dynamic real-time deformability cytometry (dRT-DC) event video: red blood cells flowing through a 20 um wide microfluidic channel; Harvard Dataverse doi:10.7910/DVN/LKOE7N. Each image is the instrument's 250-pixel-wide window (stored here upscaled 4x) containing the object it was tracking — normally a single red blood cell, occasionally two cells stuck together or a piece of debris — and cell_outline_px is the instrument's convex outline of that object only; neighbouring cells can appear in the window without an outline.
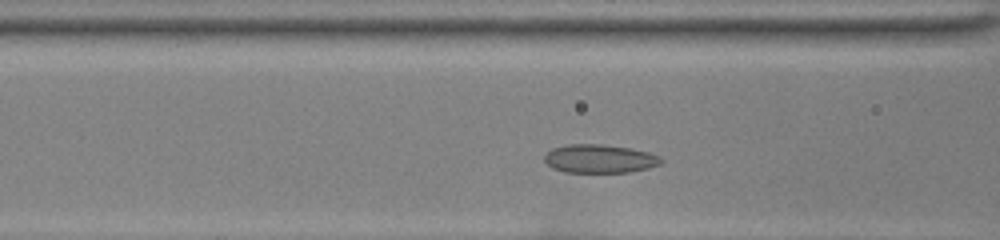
{"species": "common noctule bat (a hibernating species)", "species_latin": "Nyctalus noctula", "temperature_condition": "room temperature", "stored_images_in_passage": 31, "camera_frame_rate_fps": 3000, "um_per_image_px": 0.085, "animal": {"sex": "female", "body_mass_g": 22.0, "forearm_length_mm": 56.7}, "frame": {"image": 1, "passage_image": 7, "time_ms": 2.0, "image_size_px": [1000, 240], "cell_outline_px": [[664, 160], [660, 164], [648, 168], [628, 172], [564, 172], [552, 168], [544, 160], [544, 156], [552, 148], [568, 144], [600, 144], [628, 148], [648, 152], [660, 156]], "centroid_in_image_um": [50.96, 13.49], "position_along_channel_um": 115.6, "area_um2": 19.31}}
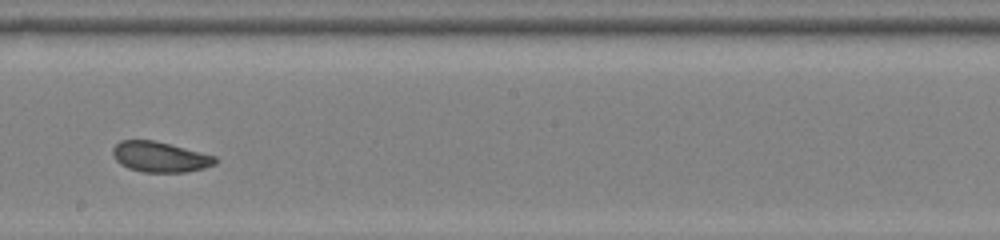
{"frame": {"image": 2, "passage_image": 16, "time_ms": 5.0, "image_size_px": [1000, 240], "cell_outline_px": [[220, 160], [216, 164], [204, 168], [188, 172], [144, 172], [128, 168], [120, 164], [116, 160], [112, 152], [112, 148], [120, 140], [156, 140], [216, 156]], "centroid_in_image_um": [13.63, 13.33], "position_along_channel_um": 234.6, "area_um2": 18.38}}
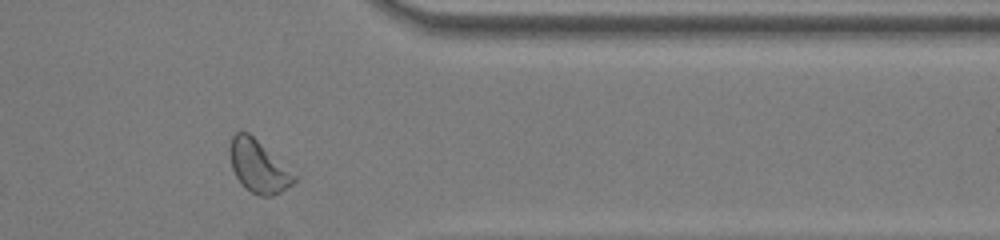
{"frame": {"image": 3, "passage_image": 28, "time_ms": 9.0, "image_size_px": [1000, 240], "cell_outline_px": [[300, 176], [292, 184], [280, 192], [272, 196], [260, 196], [244, 188], [236, 176], [232, 168], [228, 152], [228, 148], [232, 136], [236, 132], [248, 132]], "centroid_in_image_um": [21.98, 14.14], "position_along_channel_um": 389.4, "area_um2": 19.94}, "authors_computed_cell_mechanics": {"area_um2": 18.6694, "velocity_mm_per_s": 3.9759, "shape_relaxation_time_tau1_ms": 5.3145, "shape_relaxation_time_tau2_ms": 2.5585, "deformation_change_tau1": 0.1192, "deformation_change_tau2": 0.0624}}